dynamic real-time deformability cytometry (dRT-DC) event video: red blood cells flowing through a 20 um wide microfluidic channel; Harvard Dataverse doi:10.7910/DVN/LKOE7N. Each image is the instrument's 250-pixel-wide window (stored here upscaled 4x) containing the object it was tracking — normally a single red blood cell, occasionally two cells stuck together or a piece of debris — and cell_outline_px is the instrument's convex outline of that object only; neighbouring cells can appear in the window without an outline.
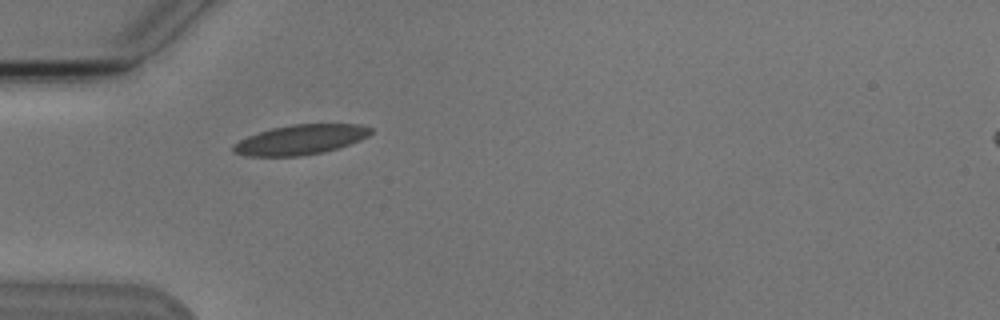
{"species": "Egyptian fruit bat (a non-hibernating species)", "species_latin": "Rousettus aegyptiacus", "temperature_condition": "cold", "stored_images_in_passage": 1, "camera_frame_rate_fps": 3000, "um_per_image_px": 0.085, "animal": {"sex": "male"}, "frame": {"image": 1, "passage_image": 1, "time_ms": 0.0, "image_size_px": [1000, 320], "cell_outline_px": [[372, 132], [368, 136], [360, 140], [324, 152], [300, 156], [248, 156], [232, 152], [232, 144], [248, 136], [272, 128], [292, 124], [360, 124], [372, 128]], "centroid_in_image_um": [25.53, 11.87], "position_along_channel_um": 59.5, "area_um2": 23.81}}